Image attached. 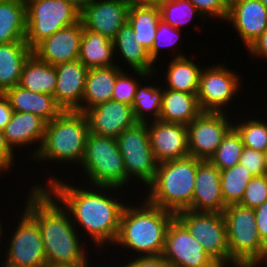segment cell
I'll use <instances>...</instances> for the list:
<instances>
[{"mask_svg":"<svg viewBox=\"0 0 267 267\" xmlns=\"http://www.w3.org/2000/svg\"><path fill=\"white\" fill-rule=\"evenodd\" d=\"M54 174L47 178L44 188H47L69 211L77 231L84 233L81 236H85V241L87 237L89 238L87 242L89 241L90 247L91 244L94 245L95 248L90 249L96 250L95 253L108 249L109 245L114 249L113 244L119 232L121 215L128 203L127 200H122L125 197L124 194L121 195L125 191L111 186H89L84 183H81V186L71 185L69 180L64 181Z\"/></svg>","mask_w":267,"mask_h":267,"instance_id":"cell-1","label":"cell"},{"mask_svg":"<svg viewBox=\"0 0 267 267\" xmlns=\"http://www.w3.org/2000/svg\"><path fill=\"white\" fill-rule=\"evenodd\" d=\"M43 186L36 182L29 187L23 209L41 230L47 264H90L89 243L83 242L69 211Z\"/></svg>","mask_w":267,"mask_h":267,"instance_id":"cell-2","label":"cell"},{"mask_svg":"<svg viewBox=\"0 0 267 267\" xmlns=\"http://www.w3.org/2000/svg\"><path fill=\"white\" fill-rule=\"evenodd\" d=\"M142 199L138 203L135 201V205L132 201L124 207L114 248L122 246L124 251L133 253L131 257L161 255L175 214Z\"/></svg>","mask_w":267,"mask_h":267,"instance_id":"cell-3","label":"cell"},{"mask_svg":"<svg viewBox=\"0 0 267 267\" xmlns=\"http://www.w3.org/2000/svg\"><path fill=\"white\" fill-rule=\"evenodd\" d=\"M200 161L188 156L158 163L153 181L143 189L147 192H143L144 195L141 196L152 205L174 214L189 210L193 201L195 178Z\"/></svg>","mask_w":267,"mask_h":267,"instance_id":"cell-4","label":"cell"},{"mask_svg":"<svg viewBox=\"0 0 267 267\" xmlns=\"http://www.w3.org/2000/svg\"><path fill=\"white\" fill-rule=\"evenodd\" d=\"M88 135L89 125L85 114L63 110L56 118L46 123L43 141L33 160L38 162L37 165L44 161L50 164L60 162V165L63 162L64 165L71 162L79 167L84 157Z\"/></svg>","mask_w":267,"mask_h":267,"instance_id":"cell-5","label":"cell"},{"mask_svg":"<svg viewBox=\"0 0 267 267\" xmlns=\"http://www.w3.org/2000/svg\"><path fill=\"white\" fill-rule=\"evenodd\" d=\"M227 228L230 267H261L267 246L261 241L254 209L230 204L223 211Z\"/></svg>","mask_w":267,"mask_h":267,"instance_id":"cell-6","label":"cell"},{"mask_svg":"<svg viewBox=\"0 0 267 267\" xmlns=\"http://www.w3.org/2000/svg\"><path fill=\"white\" fill-rule=\"evenodd\" d=\"M79 169L86 175L84 184L126 188V170L116 138L89 133Z\"/></svg>","mask_w":267,"mask_h":267,"instance_id":"cell-7","label":"cell"},{"mask_svg":"<svg viewBox=\"0 0 267 267\" xmlns=\"http://www.w3.org/2000/svg\"><path fill=\"white\" fill-rule=\"evenodd\" d=\"M25 42L33 50L40 42L80 21V10L67 0H25Z\"/></svg>","mask_w":267,"mask_h":267,"instance_id":"cell-8","label":"cell"},{"mask_svg":"<svg viewBox=\"0 0 267 267\" xmlns=\"http://www.w3.org/2000/svg\"><path fill=\"white\" fill-rule=\"evenodd\" d=\"M116 139L124 160L126 186L134 183L133 185L137 187L135 183L142 182L144 185L142 188L145 189L153 181L158 166L151 149L147 123L137 122L124 130Z\"/></svg>","mask_w":267,"mask_h":267,"instance_id":"cell-9","label":"cell"},{"mask_svg":"<svg viewBox=\"0 0 267 267\" xmlns=\"http://www.w3.org/2000/svg\"><path fill=\"white\" fill-rule=\"evenodd\" d=\"M175 217L220 267H230L227 228L223 213L182 210L176 213Z\"/></svg>","mask_w":267,"mask_h":267,"instance_id":"cell-10","label":"cell"},{"mask_svg":"<svg viewBox=\"0 0 267 267\" xmlns=\"http://www.w3.org/2000/svg\"><path fill=\"white\" fill-rule=\"evenodd\" d=\"M242 77L236 70L224 66V63L203 66L197 92L201 110L229 113L228 109H232L230 106L234 104L233 101L237 99L238 91L243 86Z\"/></svg>","mask_w":267,"mask_h":267,"instance_id":"cell-11","label":"cell"},{"mask_svg":"<svg viewBox=\"0 0 267 267\" xmlns=\"http://www.w3.org/2000/svg\"><path fill=\"white\" fill-rule=\"evenodd\" d=\"M17 215L19 220L8 240L4 260L25 267H46L47 259L41 230L37 222L25 211ZM7 252V253H6Z\"/></svg>","mask_w":267,"mask_h":267,"instance_id":"cell-12","label":"cell"},{"mask_svg":"<svg viewBox=\"0 0 267 267\" xmlns=\"http://www.w3.org/2000/svg\"><path fill=\"white\" fill-rule=\"evenodd\" d=\"M202 111L187 125L188 152L201 161L209 160L223 137L233 127L234 114ZM231 115V116H229Z\"/></svg>","mask_w":267,"mask_h":267,"instance_id":"cell-13","label":"cell"},{"mask_svg":"<svg viewBox=\"0 0 267 267\" xmlns=\"http://www.w3.org/2000/svg\"><path fill=\"white\" fill-rule=\"evenodd\" d=\"M162 255L171 267H220L176 217L168 227Z\"/></svg>","mask_w":267,"mask_h":267,"instance_id":"cell-14","label":"cell"},{"mask_svg":"<svg viewBox=\"0 0 267 267\" xmlns=\"http://www.w3.org/2000/svg\"><path fill=\"white\" fill-rule=\"evenodd\" d=\"M130 6L125 0H93L80 11L83 28L113 40L128 22Z\"/></svg>","mask_w":267,"mask_h":267,"instance_id":"cell-15","label":"cell"},{"mask_svg":"<svg viewBox=\"0 0 267 267\" xmlns=\"http://www.w3.org/2000/svg\"><path fill=\"white\" fill-rule=\"evenodd\" d=\"M84 114L89 133L99 136L117 138L124 130L137 123L132 106L112 99L86 110Z\"/></svg>","mask_w":267,"mask_h":267,"instance_id":"cell-16","label":"cell"},{"mask_svg":"<svg viewBox=\"0 0 267 267\" xmlns=\"http://www.w3.org/2000/svg\"><path fill=\"white\" fill-rule=\"evenodd\" d=\"M147 129L151 149L158 163L190 156L186 125L154 120L147 122Z\"/></svg>","mask_w":267,"mask_h":267,"instance_id":"cell-17","label":"cell"},{"mask_svg":"<svg viewBox=\"0 0 267 267\" xmlns=\"http://www.w3.org/2000/svg\"><path fill=\"white\" fill-rule=\"evenodd\" d=\"M226 23L233 26L246 50L267 29V10L260 0H236L228 6Z\"/></svg>","mask_w":267,"mask_h":267,"instance_id":"cell-18","label":"cell"},{"mask_svg":"<svg viewBox=\"0 0 267 267\" xmlns=\"http://www.w3.org/2000/svg\"><path fill=\"white\" fill-rule=\"evenodd\" d=\"M83 34L82 22L58 30L40 42L33 53L42 61L55 66L78 59Z\"/></svg>","mask_w":267,"mask_h":267,"instance_id":"cell-19","label":"cell"},{"mask_svg":"<svg viewBox=\"0 0 267 267\" xmlns=\"http://www.w3.org/2000/svg\"><path fill=\"white\" fill-rule=\"evenodd\" d=\"M57 82L53 97L62 110L80 111L88 68L79 59L55 65Z\"/></svg>","mask_w":267,"mask_h":267,"instance_id":"cell-20","label":"cell"},{"mask_svg":"<svg viewBox=\"0 0 267 267\" xmlns=\"http://www.w3.org/2000/svg\"><path fill=\"white\" fill-rule=\"evenodd\" d=\"M46 122L37 115L33 113L17 112L14 111L11 120L7 126L3 129L6 141L10 148L16 152V149L26 148L30 146H35V148H30L32 151L26 155L33 158L38 153L41 143L44 138ZM28 145V146H27ZM37 145V146H36Z\"/></svg>","mask_w":267,"mask_h":267,"instance_id":"cell-21","label":"cell"},{"mask_svg":"<svg viewBox=\"0 0 267 267\" xmlns=\"http://www.w3.org/2000/svg\"><path fill=\"white\" fill-rule=\"evenodd\" d=\"M220 177V170L209 160L199 162L189 210L223 213L227 205L222 198Z\"/></svg>","mask_w":267,"mask_h":267,"instance_id":"cell-22","label":"cell"},{"mask_svg":"<svg viewBox=\"0 0 267 267\" xmlns=\"http://www.w3.org/2000/svg\"><path fill=\"white\" fill-rule=\"evenodd\" d=\"M14 111L33 113L49 123L63 110L52 95L35 93L16 85L4 93Z\"/></svg>","mask_w":267,"mask_h":267,"instance_id":"cell-23","label":"cell"},{"mask_svg":"<svg viewBox=\"0 0 267 267\" xmlns=\"http://www.w3.org/2000/svg\"><path fill=\"white\" fill-rule=\"evenodd\" d=\"M135 36L128 22L117 32L113 39L115 61L120 62L122 59L121 63L124 61L130 67H127L129 71L139 70L149 74L155 73L157 71L156 64L151 60L148 51L135 41Z\"/></svg>","mask_w":267,"mask_h":267,"instance_id":"cell-24","label":"cell"},{"mask_svg":"<svg viewBox=\"0 0 267 267\" xmlns=\"http://www.w3.org/2000/svg\"><path fill=\"white\" fill-rule=\"evenodd\" d=\"M126 67L121 65L88 69L81 112L106 101L111 100L117 76Z\"/></svg>","mask_w":267,"mask_h":267,"instance_id":"cell-25","label":"cell"},{"mask_svg":"<svg viewBox=\"0 0 267 267\" xmlns=\"http://www.w3.org/2000/svg\"><path fill=\"white\" fill-rule=\"evenodd\" d=\"M202 112L197 94L173 91L163 87L159 120L183 125L190 124Z\"/></svg>","mask_w":267,"mask_h":267,"instance_id":"cell-26","label":"cell"},{"mask_svg":"<svg viewBox=\"0 0 267 267\" xmlns=\"http://www.w3.org/2000/svg\"><path fill=\"white\" fill-rule=\"evenodd\" d=\"M32 53L25 41L0 44V93L19 85L23 65Z\"/></svg>","mask_w":267,"mask_h":267,"instance_id":"cell-27","label":"cell"},{"mask_svg":"<svg viewBox=\"0 0 267 267\" xmlns=\"http://www.w3.org/2000/svg\"><path fill=\"white\" fill-rule=\"evenodd\" d=\"M195 60L184 56L171 58L164 72L162 87L173 91H181L189 94H197L199 87V77L202 66L195 63ZM166 82V83H165ZM164 84V85H163ZM166 85V86H165Z\"/></svg>","mask_w":267,"mask_h":267,"instance_id":"cell-28","label":"cell"},{"mask_svg":"<svg viewBox=\"0 0 267 267\" xmlns=\"http://www.w3.org/2000/svg\"><path fill=\"white\" fill-rule=\"evenodd\" d=\"M78 59L88 69L118 66L113 40L83 28Z\"/></svg>","mask_w":267,"mask_h":267,"instance_id":"cell-29","label":"cell"},{"mask_svg":"<svg viewBox=\"0 0 267 267\" xmlns=\"http://www.w3.org/2000/svg\"><path fill=\"white\" fill-rule=\"evenodd\" d=\"M25 0H0V44L25 41Z\"/></svg>","mask_w":267,"mask_h":267,"instance_id":"cell-30","label":"cell"},{"mask_svg":"<svg viewBox=\"0 0 267 267\" xmlns=\"http://www.w3.org/2000/svg\"><path fill=\"white\" fill-rule=\"evenodd\" d=\"M57 76L55 66L40 60L32 53L23 65L19 85L35 93L54 95Z\"/></svg>","mask_w":267,"mask_h":267,"instance_id":"cell-31","label":"cell"},{"mask_svg":"<svg viewBox=\"0 0 267 267\" xmlns=\"http://www.w3.org/2000/svg\"><path fill=\"white\" fill-rule=\"evenodd\" d=\"M160 19L159 7L135 6L129 8L128 23L136 35L135 41L147 51L152 48Z\"/></svg>","mask_w":267,"mask_h":267,"instance_id":"cell-32","label":"cell"},{"mask_svg":"<svg viewBox=\"0 0 267 267\" xmlns=\"http://www.w3.org/2000/svg\"><path fill=\"white\" fill-rule=\"evenodd\" d=\"M146 84L143 82L137 87L132 102V110L135 120L140 123H147L159 120L161 104L163 99L162 84ZM143 85V86H142Z\"/></svg>","mask_w":267,"mask_h":267,"instance_id":"cell-33","label":"cell"},{"mask_svg":"<svg viewBox=\"0 0 267 267\" xmlns=\"http://www.w3.org/2000/svg\"><path fill=\"white\" fill-rule=\"evenodd\" d=\"M237 115L238 114L236 113L234 117L236 118V120L233 121V127L241 135L244 147L267 153V120L265 119L266 117H262L264 118L262 121V118H255L258 117L257 115H254V117L249 115V117H247V113L246 118L244 119L242 115H238V117Z\"/></svg>","mask_w":267,"mask_h":267,"instance_id":"cell-34","label":"cell"},{"mask_svg":"<svg viewBox=\"0 0 267 267\" xmlns=\"http://www.w3.org/2000/svg\"><path fill=\"white\" fill-rule=\"evenodd\" d=\"M220 172V185L224 203L226 205L238 204L254 175L239 163Z\"/></svg>","mask_w":267,"mask_h":267,"instance_id":"cell-35","label":"cell"},{"mask_svg":"<svg viewBox=\"0 0 267 267\" xmlns=\"http://www.w3.org/2000/svg\"><path fill=\"white\" fill-rule=\"evenodd\" d=\"M161 19L174 27L182 30L185 25L192 24L194 17L206 20L198 9L188 0H164L159 6ZM189 23V24H188ZM188 25V26H187Z\"/></svg>","mask_w":267,"mask_h":267,"instance_id":"cell-36","label":"cell"},{"mask_svg":"<svg viewBox=\"0 0 267 267\" xmlns=\"http://www.w3.org/2000/svg\"><path fill=\"white\" fill-rule=\"evenodd\" d=\"M244 145L241 135L232 127L223 137L221 144L209 159L220 171L239 163Z\"/></svg>","mask_w":267,"mask_h":267,"instance_id":"cell-37","label":"cell"},{"mask_svg":"<svg viewBox=\"0 0 267 267\" xmlns=\"http://www.w3.org/2000/svg\"><path fill=\"white\" fill-rule=\"evenodd\" d=\"M156 70L158 71L153 74H149L139 70H131L134 73L130 75L131 73L128 74V70L124 69L117 76L111 99L132 106V102L140 82H142L143 79L150 80L154 77H158L159 69ZM133 74H136V76H133Z\"/></svg>","mask_w":267,"mask_h":267,"instance_id":"cell-38","label":"cell"},{"mask_svg":"<svg viewBox=\"0 0 267 267\" xmlns=\"http://www.w3.org/2000/svg\"><path fill=\"white\" fill-rule=\"evenodd\" d=\"M181 32H182L181 30L175 29L174 27H172L171 25L160 19V21L158 22L155 40L153 42L152 48L148 51L151 60L155 64H157L159 56H162L161 54L162 49L165 50L168 48V50L171 51L173 48V51H171L170 53L172 54L175 50L176 54L175 55L172 54L171 55L172 58L173 56L174 58L186 56L181 52V50L180 53L178 50H176L177 48H179L177 46H179L178 44L180 43V38L181 39L183 38L181 36L182 35Z\"/></svg>","mask_w":267,"mask_h":267,"instance_id":"cell-39","label":"cell"},{"mask_svg":"<svg viewBox=\"0 0 267 267\" xmlns=\"http://www.w3.org/2000/svg\"><path fill=\"white\" fill-rule=\"evenodd\" d=\"M267 201V174L254 176L247 185L241 201L238 203L247 208H256Z\"/></svg>","mask_w":267,"mask_h":267,"instance_id":"cell-40","label":"cell"},{"mask_svg":"<svg viewBox=\"0 0 267 267\" xmlns=\"http://www.w3.org/2000/svg\"><path fill=\"white\" fill-rule=\"evenodd\" d=\"M239 164L245 166L254 176L267 174V153L244 147Z\"/></svg>","mask_w":267,"mask_h":267,"instance_id":"cell-41","label":"cell"},{"mask_svg":"<svg viewBox=\"0 0 267 267\" xmlns=\"http://www.w3.org/2000/svg\"><path fill=\"white\" fill-rule=\"evenodd\" d=\"M192 3L204 18H214L223 23L227 20L228 5L224 0H188ZM223 20V21H221Z\"/></svg>","mask_w":267,"mask_h":267,"instance_id":"cell-42","label":"cell"},{"mask_svg":"<svg viewBox=\"0 0 267 267\" xmlns=\"http://www.w3.org/2000/svg\"><path fill=\"white\" fill-rule=\"evenodd\" d=\"M128 261V262H126ZM115 267H117L115 265ZM119 267H171L163 255L135 256L129 257Z\"/></svg>","mask_w":267,"mask_h":267,"instance_id":"cell-43","label":"cell"},{"mask_svg":"<svg viewBox=\"0 0 267 267\" xmlns=\"http://www.w3.org/2000/svg\"><path fill=\"white\" fill-rule=\"evenodd\" d=\"M10 146L8 145L3 129H0V172L5 173L7 170H11V166L14 168L15 162H17V156ZM16 158V161H15Z\"/></svg>","mask_w":267,"mask_h":267,"instance_id":"cell-44","label":"cell"},{"mask_svg":"<svg viewBox=\"0 0 267 267\" xmlns=\"http://www.w3.org/2000/svg\"><path fill=\"white\" fill-rule=\"evenodd\" d=\"M247 50L246 52L249 53L251 59L255 58V60L258 59V61L259 59H261V61L266 59L267 62V29L247 48Z\"/></svg>","mask_w":267,"mask_h":267,"instance_id":"cell-45","label":"cell"},{"mask_svg":"<svg viewBox=\"0 0 267 267\" xmlns=\"http://www.w3.org/2000/svg\"><path fill=\"white\" fill-rule=\"evenodd\" d=\"M256 225L261 241L267 246V201L254 208Z\"/></svg>","mask_w":267,"mask_h":267,"instance_id":"cell-46","label":"cell"},{"mask_svg":"<svg viewBox=\"0 0 267 267\" xmlns=\"http://www.w3.org/2000/svg\"><path fill=\"white\" fill-rule=\"evenodd\" d=\"M13 112L14 110L10 106L9 100L4 94L0 93V129H4L7 126Z\"/></svg>","mask_w":267,"mask_h":267,"instance_id":"cell-47","label":"cell"},{"mask_svg":"<svg viewBox=\"0 0 267 267\" xmlns=\"http://www.w3.org/2000/svg\"><path fill=\"white\" fill-rule=\"evenodd\" d=\"M130 7L155 6L159 7L164 0H125Z\"/></svg>","mask_w":267,"mask_h":267,"instance_id":"cell-48","label":"cell"},{"mask_svg":"<svg viewBox=\"0 0 267 267\" xmlns=\"http://www.w3.org/2000/svg\"><path fill=\"white\" fill-rule=\"evenodd\" d=\"M71 2L75 7H77L80 11L89 5L93 0H67Z\"/></svg>","mask_w":267,"mask_h":267,"instance_id":"cell-49","label":"cell"},{"mask_svg":"<svg viewBox=\"0 0 267 267\" xmlns=\"http://www.w3.org/2000/svg\"><path fill=\"white\" fill-rule=\"evenodd\" d=\"M91 265V266H90ZM94 267L93 264H49L46 267Z\"/></svg>","mask_w":267,"mask_h":267,"instance_id":"cell-50","label":"cell"},{"mask_svg":"<svg viewBox=\"0 0 267 267\" xmlns=\"http://www.w3.org/2000/svg\"><path fill=\"white\" fill-rule=\"evenodd\" d=\"M2 260H3V262H2ZM2 262V263H1ZM1 262H0V267H25V266H19V265H15V264H11V263H9V262H7V261H5L4 259H2L1 258Z\"/></svg>","mask_w":267,"mask_h":267,"instance_id":"cell-51","label":"cell"},{"mask_svg":"<svg viewBox=\"0 0 267 267\" xmlns=\"http://www.w3.org/2000/svg\"><path fill=\"white\" fill-rule=\"evenodd\" d=\"M4 223L3 222H1V218H0V243L2 242L1 240V238H3V237H5L6 238V235L5 236H3L4 234H5V230H4V227H2V225H3ZM3 230H4V232H3ZM4 233V234H3Z\"/></svg>","mask_w":267,"mask_h":267,"instance_id":"cell-52","label":"cell"},{"mask_svg":"<svg viewBox=\"0 0 267 267\" xmlns=\"http://www.w3.org/2000/svg\"><path fill=\"white\" fill-rule=\"evenodd\" d=\"M261 2H262V4H263V6L266 8V10H267V0H260Z\"/></svg>","mask_w":267,"mask_h":267,"instance_id":"cell-53","label":"cell"},{"mask_svg":"<svg viewBox=\"0 0 267 267\" xmlns=\"http://www.w3.org/2000/svg\"><path fill=\"white\" fill-rule=\"evenodd\" d=\"M226 3H227V5L229 6L232 2H234V1H236V0H224Z\"/></svg>","mask_w":267,"mask_h":267,"instance_id":"cell-54","label":"cell"}]
</instances>
